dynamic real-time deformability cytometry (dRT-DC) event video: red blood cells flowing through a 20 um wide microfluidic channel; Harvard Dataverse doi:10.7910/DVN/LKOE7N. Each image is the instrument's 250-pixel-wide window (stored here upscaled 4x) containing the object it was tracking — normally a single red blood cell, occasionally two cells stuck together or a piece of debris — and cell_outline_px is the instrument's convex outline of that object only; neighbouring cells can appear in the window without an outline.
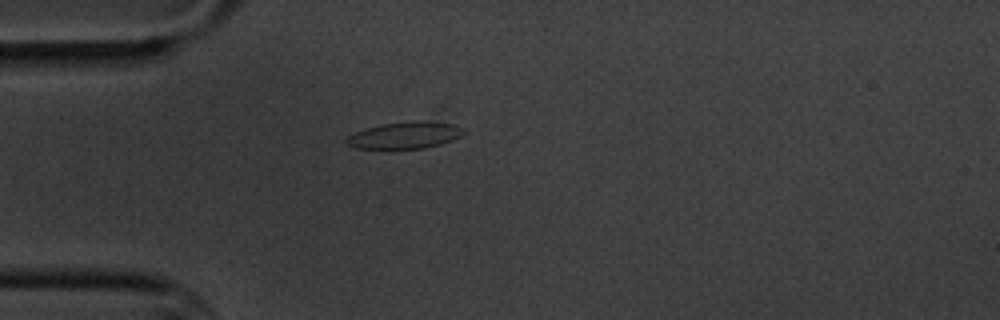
{"species": "common noctule bat (a hibernating species)", "species_latin": "Nyctalus noctula", "temperature_condition": "cold", "stored_images_in_passage": 5, "camera_frame_rate_fps": 3000, "um_per_image_px": 0.085, "animal": {"sex": "male", "body_mass_g": 20.1, "forearm_length_mm": 53.5}, "frame": {"image": 1, "passage_image": 5, "time_ms": 4.667, "image_size_px": [1000, 320], "cell_outline_px": [[464, 132], [460, 136], [452, 140], [440, 144], [424, 148], [356, 148], [344, 144], [344, 140], [348, 136], [356, 132], [368, 128], [384, 124], [412, 120], [416, 120], [452, 124], [464, 128]], "centroid_in_image_um": [34.4, 11.49], "position_along_channel_um": 50.6, "area_um2": 18.03}}